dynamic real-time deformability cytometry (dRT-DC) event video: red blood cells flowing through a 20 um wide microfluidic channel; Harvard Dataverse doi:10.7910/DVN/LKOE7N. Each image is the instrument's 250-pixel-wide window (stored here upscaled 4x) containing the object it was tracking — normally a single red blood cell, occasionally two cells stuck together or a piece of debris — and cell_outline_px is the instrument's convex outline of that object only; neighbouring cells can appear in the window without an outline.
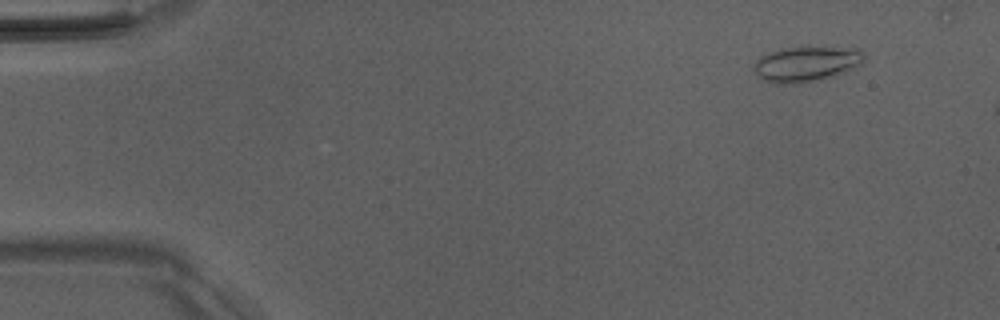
{"species": "Egyptian fruit bat (a non-hibernating species)", "species_latin": "Rousettus aegyptiacus", "temperature_condition": "room temperature", "stored_images_in_passage": 4, "camera_frame_rate_fps": 3000, "um_per_image_px": 0.085, "animal": {"sex": "male"}, "frame": {"image": 1, "passage_image": 2, "time_ms": 1.333, "image_size_px": [1000, 320], "cell_outline_px": [[864, 60], [860, 64], [836, 76], [820, 80], [792, 84], [772, 84], [764, 80], [752, 68], [756, 60], [768, 52], [780, 48], [860, 48], [864, 52]], "centroid_in_image_um": [68.52, 5.45], "position_along_channel_um": 16.5, "area_um2": 22.6}}